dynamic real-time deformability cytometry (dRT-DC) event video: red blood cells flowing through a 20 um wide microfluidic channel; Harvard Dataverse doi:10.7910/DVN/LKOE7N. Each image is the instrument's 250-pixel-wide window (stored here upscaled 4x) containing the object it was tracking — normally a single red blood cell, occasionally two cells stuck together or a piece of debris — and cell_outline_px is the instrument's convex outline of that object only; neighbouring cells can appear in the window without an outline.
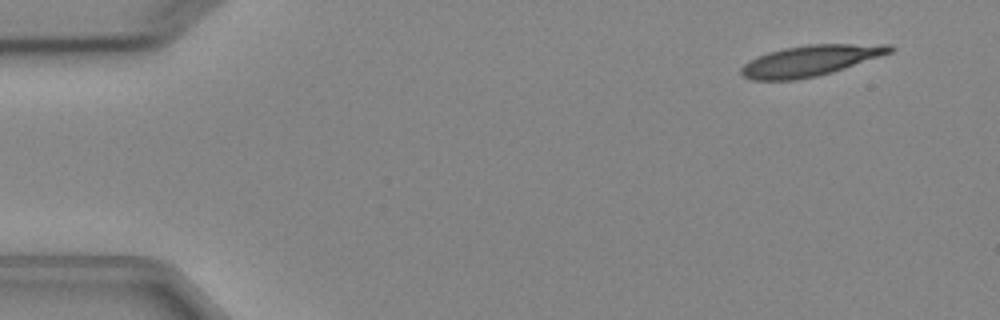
{"species": "Egyptian fruit bat (a non-hibernating species)", "species_latin": "Rousettus aegyptiacus", "temperature_condition": "cold", "stored_images_in_passage": 4, "camera_frame_rate_fps": 3000, "um_per_image_px": 0.085, "animal": {"sex": "female"}, "frame": {"image": 1, "passage_image": 1, "time_ms": 0.0, "image_size_px": [1000, 320], "cell_outline_px": [[896, 48], [892, 52], [832, 72], [816, 76], [796, 80], [752, 80], [744, 76], [740, 72], [740, 68], [744, 64], [768, 52], [784, 48], [808, 44], [892, 44]], "centroid_in_image_um": [68.9, 5.15], "position_along_channel_um": 16.1, "area_um2": 26.47}}
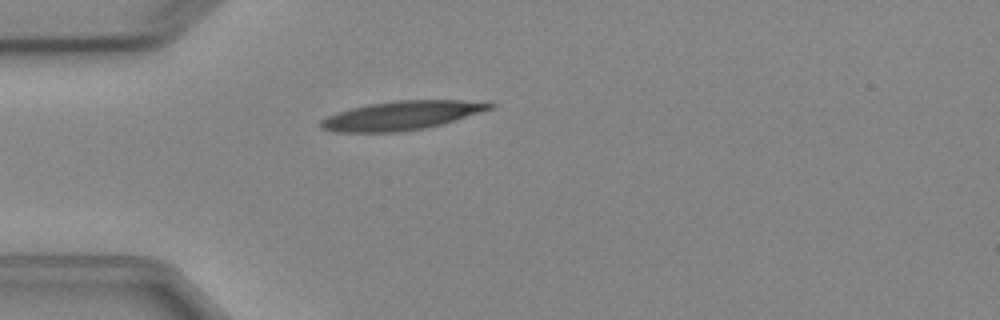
{"frame": {"image": 2, "passage_image": 4, "time_ms": 3.333, "image_size_px": [1000, 320], "cell_outline_px": [[496, 104], [492, 108], [480, 112], [440, 124], [424, 128], [396, 132], [336, 132], [320, 128], [320, 120], [336, 112], [368, 104], [396, 100], [492, 100]], "centroid_in_image_um": [34.17, 9.79], "position_along_channel_um": 50.8, "area_um2": 28.5}}